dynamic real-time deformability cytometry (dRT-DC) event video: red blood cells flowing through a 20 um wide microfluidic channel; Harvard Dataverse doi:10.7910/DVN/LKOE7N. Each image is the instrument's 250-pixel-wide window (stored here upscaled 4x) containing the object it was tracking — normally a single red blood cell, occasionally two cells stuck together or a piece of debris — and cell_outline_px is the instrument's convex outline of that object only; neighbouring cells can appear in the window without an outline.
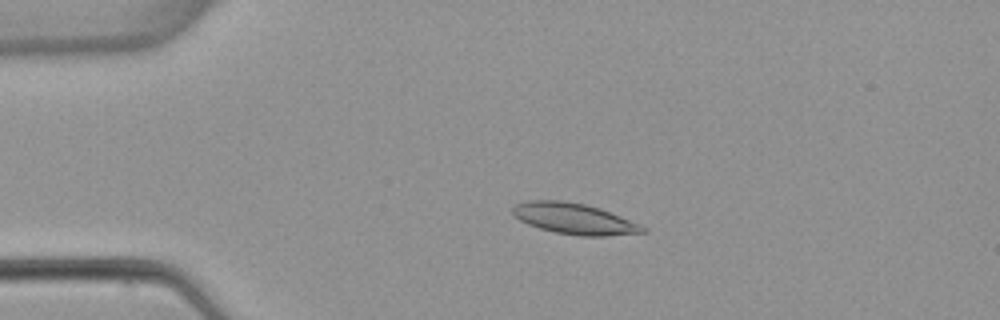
{"species": "common noctule bat (a hibernating species)", "species_latin": "Nyctalus noctula", "temperature_condition": "warm", "stored_images_in_passage": 5, "camera_frame_rate_fps": 3000, "um_per_image_px": 0.085, "animal": {"sex": "female", "body_mass_g": 22.7, "forearm_length_mm": 54.2}, "frame": {"image": 1, "passage_image": 4, "time_ms": 3.667, "image_size_px": [1000, 320], "cell_outline_px": [[648, 232], [604, 236], [580, 236], [556, 232], [540, 228], [528, 224], [520, 220], [512, 212], [512, 208], [516, 204], [528, 200], [560, 200], [584, 204], [600, 208], [640, 224], [648, 228]], "centroid_in_image_um": [48.83, 18.59], "position_along_channel_um": 36.2, "area_um2": 23.35}}